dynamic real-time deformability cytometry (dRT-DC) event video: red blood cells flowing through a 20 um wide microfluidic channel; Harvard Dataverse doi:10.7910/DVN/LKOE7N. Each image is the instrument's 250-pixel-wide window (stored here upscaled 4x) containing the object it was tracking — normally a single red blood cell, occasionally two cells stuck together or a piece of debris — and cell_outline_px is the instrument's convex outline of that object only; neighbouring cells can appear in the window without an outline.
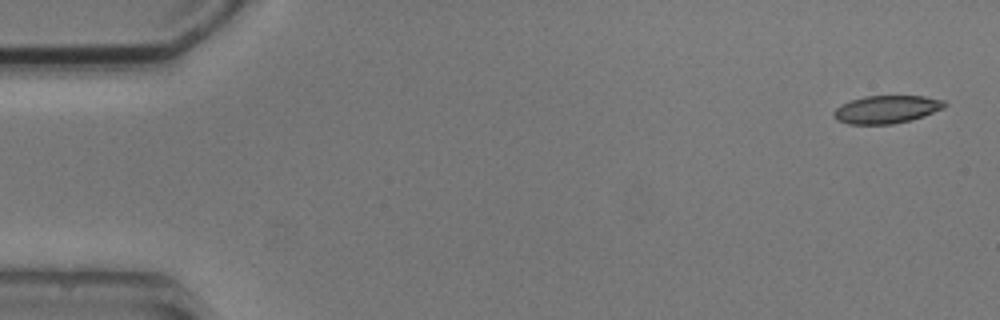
{"species": "common noctule bat (a hibernating species)", "species_latin": "Nyctalus noctula", "temperature_condition": "cold", "stored_images_in_passage": 5, "camera_frame_rate_fps": 3000, "um_per_image_px": 0.085, "animal": {"sex": "male", "body_mass_g": 20.5, "forearm_length_mm": 52.5}, "frame": {"image": 1, "passage_image": 1, "time_ms": 0.0, "image_size_px": [1000, 320], "cell_outline_px": [[948, 104], [944, 108], [924, 116], [912, 120], [892, 124], [848, 124], [836, 120], [832, 116], [832, 112], [840, 104], [864, 96], [924, 96], [944, 100]], "centroid_in_image_um": [75.35, 9.3], "position_along_channel_um": 9.7, "area_um2": 18.21}}
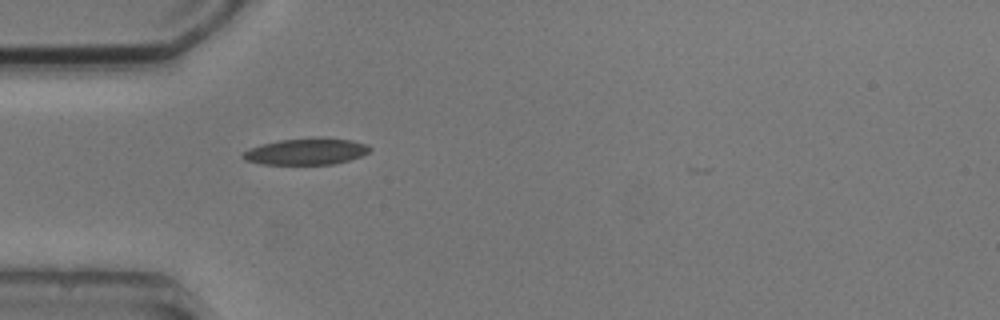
{"frame": {"image": 2, "passage_image": 5, "time_ms": 4.667, "image_size_px": [1000, 320], "cell_outline_px": [[372, 148], [368, 152], [360, 156], [348, 160], [332, 164], [260, 164], [244, 160], [240, 156], [248, 148], [260, 144], [280, 140], [352, 140], [368, 144]], "centroid_in_image_um": [25.96, 12.91], "position_along_channel_um": 59.0, "area_um2": 18.84}}